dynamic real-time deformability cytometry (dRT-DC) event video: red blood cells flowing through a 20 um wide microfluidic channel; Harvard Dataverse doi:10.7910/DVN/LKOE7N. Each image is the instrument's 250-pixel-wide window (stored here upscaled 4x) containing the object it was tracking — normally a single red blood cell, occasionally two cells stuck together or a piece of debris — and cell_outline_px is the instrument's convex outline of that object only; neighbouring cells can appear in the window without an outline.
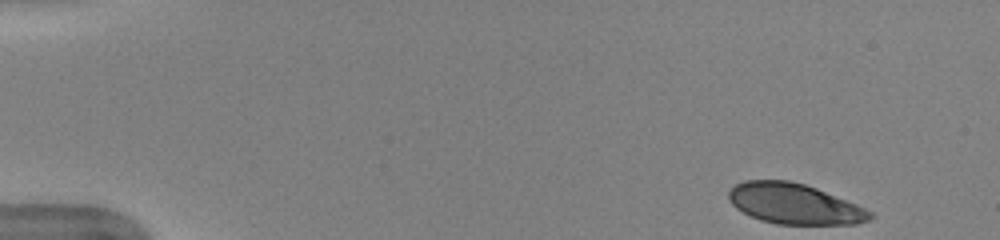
{"species": "human", "species_latin": "Homo sapiens", "temperature_condition": "warm", "stored_images_in_passage": 44, "camera_frame_rate_fps": 3000, "um_per_image_px": 0.085, "donor": {"sex": "female"}, "frame": {"image": 1, "passage_image": 1, "time_ms": 0.0, "image_size_px": [1000, 240], "cell_outline_px": [[872, 216], [868, 220], [856, 224], [776, 224], [760, 220], [736, 208], [728, 200], [728, 192], [736, 184], [744, 180], [788, 180], [804, 184], [816, 188], [856, 204], [872, 212]], "centroid_in_image_um": [67.49, 17.32], "position_along_channel_um": 17.5, "area_um2": 33.12}}
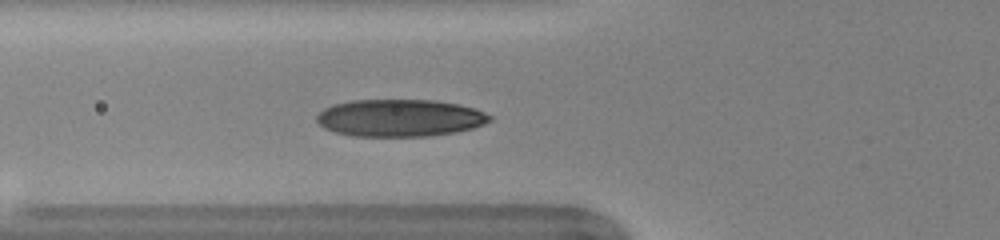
{"frame": {"image": 2, "passage_image": 16, "time_ms": 5.0, "image_size_px": [1000, 240], "cell_outline_px": [[492, 120], [484, 124], [472, 128], [456, 132], [428, 136], [352, 136], [336, 132], [324, 128], [316, 120], [316, 116], [324, 108], [332, 104], [352, 100], [436, 100], [460, 104], [484, 112], [492, 116]], "centroid_in_image_um": [33.98, 10.02], "position_along_channel_um": 91.8, "area_um2": 37.69}}
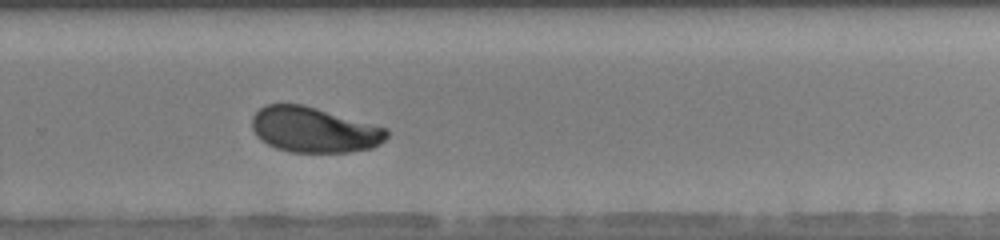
{"frame": {"image": 3, "passage_image": 32, "time_ms": 10.333, "image_size_px": [1000, 240], "cell_outline_px": [[388, 136], [380, 144], [372, 148], [348, 152], [288, 152], [276, 148], [260, 140], [256, 136], [252, 128], [252, 116], [264, 104], [304, 104], [388, 128]], "centroid_in_image_um": [26.68, 11.03], "position_along_channel_um": 303.1, "area_um2": 35.89}, "authors_computed_cell_mechanics": {"area_um2": 36.4429, "velocity_mm_per_s": 3.9615, "shape_relaxation_time_tau1_ms": 2.5809, "shape_relaxation_time_tau2_ms": 1.0919, "deformation_change_tau1": 0.1316, "deformation_change_tau2": 0.0585}}